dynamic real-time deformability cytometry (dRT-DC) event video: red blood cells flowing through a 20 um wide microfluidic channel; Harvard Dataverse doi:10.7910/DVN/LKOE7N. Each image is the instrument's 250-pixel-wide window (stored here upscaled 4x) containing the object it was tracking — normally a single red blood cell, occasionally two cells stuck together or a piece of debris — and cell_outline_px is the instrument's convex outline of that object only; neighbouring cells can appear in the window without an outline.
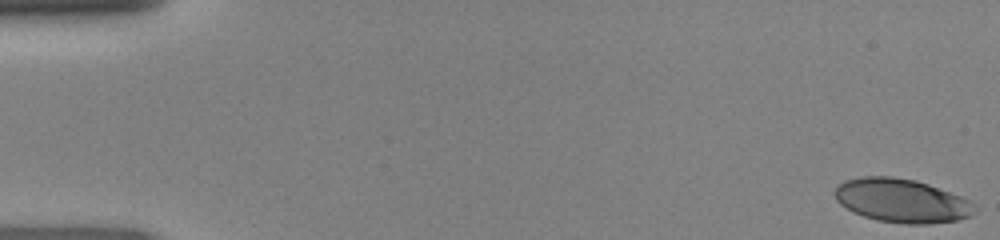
{"species": "human", "species_latin": "Homo sapiens", "temperature_condition": "room temperature", "stored_images_in_passage": 48, "camera_frame_rate_fps": 3000, "um_per_image_px": 0.085, "donor": {"sex": "female"}, "frame": {"image": 1, "passage_image": 1, "time_ms": 0.0, "image_size_px": [1000, 240], "cell_outline_px": [[976, 212], [968, 216], [956, 220], [928, 224], [904, 224], [876, 220], [852, 212], [840, 204], [836, 200], [832, 192], [836, 184], [844, 180], [860, 176], [892, 176], [916, 180], [928, 184], [960, 196], [976, 204]], "centroid_in_image_um": [76.58, 17.04], "position_along_channel_um": 8.4, "area_um2": 36.01}}
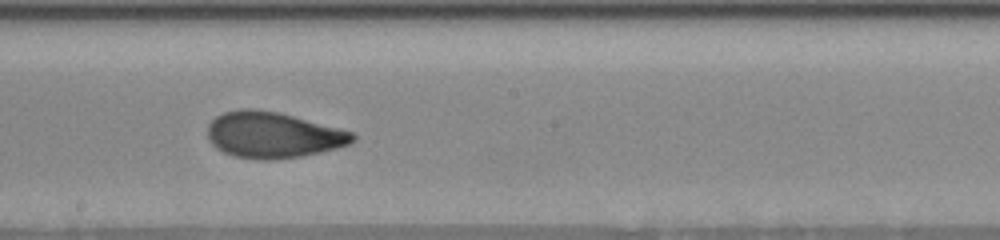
{"frame": {"image": 2, "passage_image": 27, "time_ms": 8.667, "image_size_px": [1000, 240], "cell_outline_px": [[356, 140], [348, 144], [336, 148], [320, 152], [300, 156], [268, 160], [256, 160], [232, 156], [216, 148], [208, 140], [208, 124], [216, 116], [224, 112], [240, 108], [256, 108], [280, 112], [340, 128], [352, 132], [356, 136]], "centroid_in_image_um": [23.18, 11.46], "position_along_channel_um": 225.0, "area_um2": 39.19}}
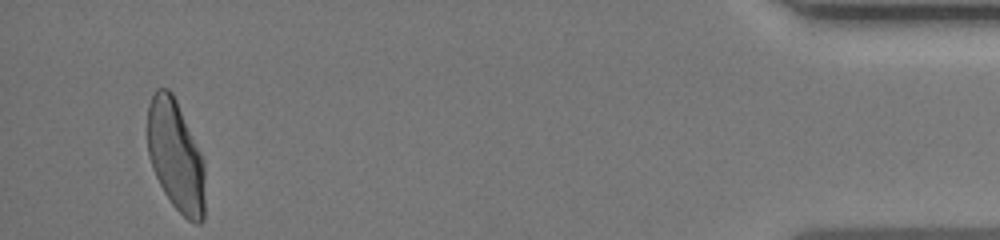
{"frame": {"image": 3, "passage_image": 46, "time_ms": 15.0, "image_size_px": [1000, 240], "cell_outline_px": [[204, 220], [200, 224], [196, 224], [188, 220], [172, 204], [164, 192], [152, 168], [148, 156], [148, 104], [156, 88], [168, 88], [172, 92], [176, 100], [204, 164]], "centroid_in_image_um": [14.92, 13.27], "position_along_channel_um": 420.3, "area_um2": 36.7}}